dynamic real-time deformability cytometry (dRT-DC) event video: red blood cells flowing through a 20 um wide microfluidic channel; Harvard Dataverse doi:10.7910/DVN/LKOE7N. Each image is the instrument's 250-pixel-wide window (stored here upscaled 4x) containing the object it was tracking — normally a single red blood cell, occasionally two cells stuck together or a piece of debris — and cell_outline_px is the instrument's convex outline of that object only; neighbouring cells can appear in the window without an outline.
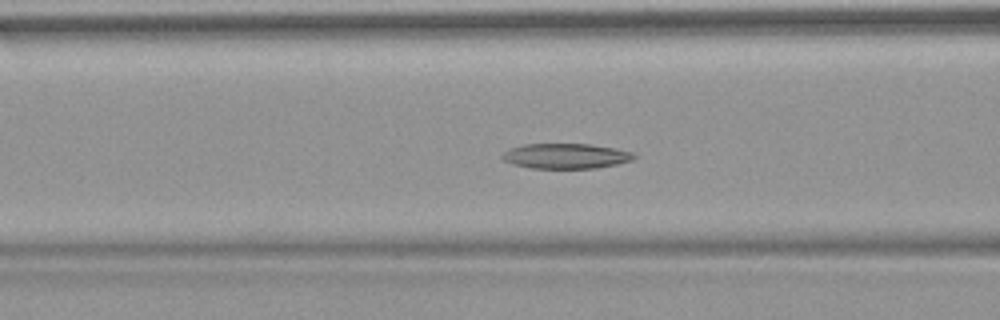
{"species": "common noctule bat (a hibernating species)", "species_latin": "Nyctalus noctula", "temperature_condition": "warm", "stored_images_in_passage": 53, "camera_frame_rate_fps": 3000, "um_per_image_px": 0.085, "animal": {"sex": "female", "body_mass_g": 18.4}, "frame": {"image": 1, "passage_image": 20, "time_ms": 6.333, "image_size_px": [1000, 320], "cell_outline_px": [[636, 156], [632, 160], [616, 164], [596, 168], [532, 168], [512, 164], [504, 160], [500, 156], [504, 152], [512, 148], [524, 144], [588, 144], [612, 148], [632, 152]], "centroid_in_image_um": [48.07, 13.26], "position_along_channel_um": 118.5, "area_um2": 19.07}}
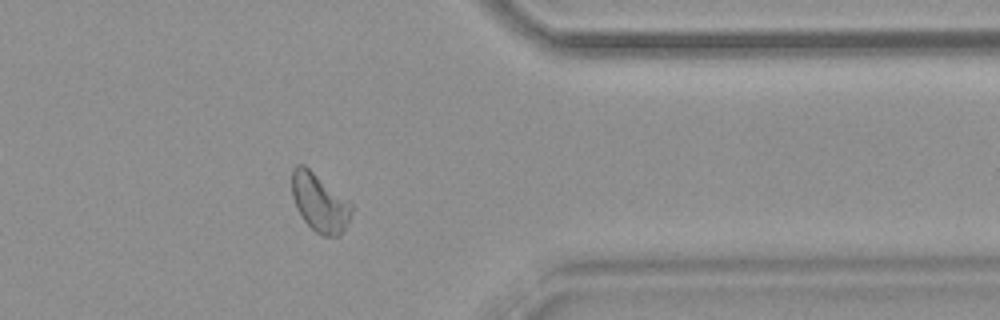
{"frame": {"image": 2, "passage_image": 42, "time_ms": 13.667, "image_size_px": [1000, 320], "cell_outline_px": [[352, 212], [340, 236], [324, 236], [316, 232], [304, 220], [296, 208], [292, 196], [292, 168], [296, 164], [304, 164], [352, 204]], "centroid_in_image_um": [27.14, 17.21], "position_along_channel_um": 384.3, "area_um2": 19.94}}
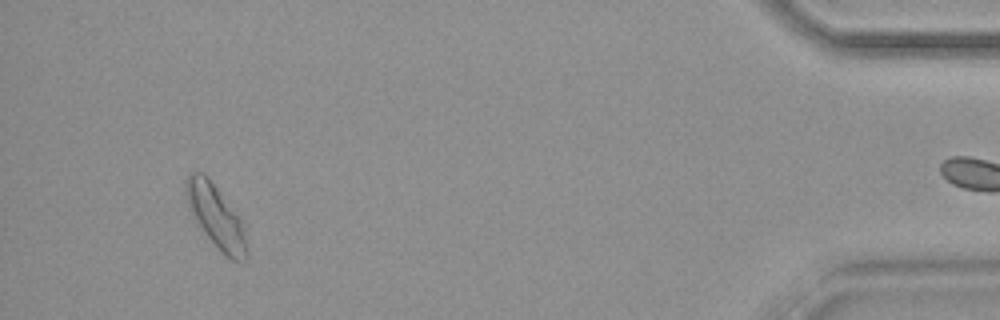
{"frame": {"image": 3, "passage_image": 49, "time_ms": 16.0, "image_size_px": [1000, 320], "cell_outline_px": [[248, 260], [244, 264], [240, 264], [232, 260], [208, 236], [200, 224], [188, 200], [184, 188], [184, 184], [188, 176], [192, 172], [200, 172], [216, 188], [240, 216], [248, 252]], "centroid_in_image_um": [18.44, 18.45], "position_along_channel_um": 416.8, "area_um2": 21.1}, "authors_computed_cell_mechanics": {"area_um2": 20.4034, "velocity_mm_per_s": 3.7936, "shape_relaxation_time_tau1_ms": null, "shape_relaxation_time_tau2_ms": 4.7713, "deformation_change_tau1": null, "deformation_change_tau2": 0.1091}}